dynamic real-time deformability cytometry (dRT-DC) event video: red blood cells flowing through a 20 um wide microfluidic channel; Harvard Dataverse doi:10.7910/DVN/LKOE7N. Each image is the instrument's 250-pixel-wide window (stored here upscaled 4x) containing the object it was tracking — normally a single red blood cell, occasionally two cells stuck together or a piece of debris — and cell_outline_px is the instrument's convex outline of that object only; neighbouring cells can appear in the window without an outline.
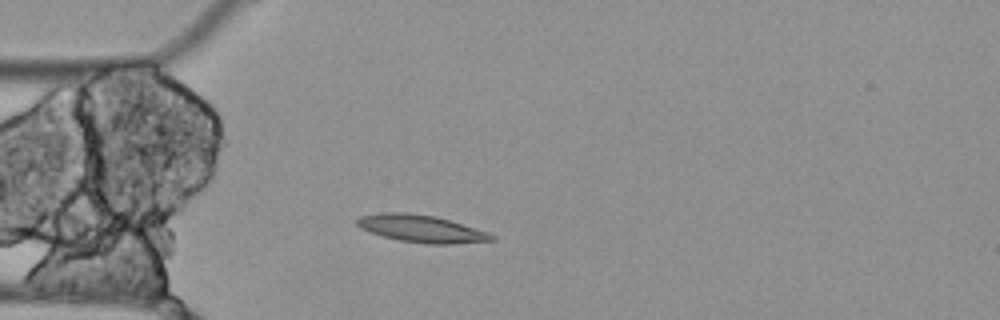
{"species": "Egyptian fruit bat (a non-hibernating species)", "species_latin": "Rousettus aegyptiacus", "temperature_condition": "cold", "stored_images_in_passage": 3, "camera_frame_rate_fps": 3000, "um_per_image_px": 0.085, "animal": {"sex": "female"}, "frame": {"image": 1, "passage_image": 3, "time_ms": 0.667, "image_size_px": [1000, 320], "cell_outline_px": [[496, 240], [456, 244], [428, 244], [400, 240], [384, 236], [360, 228], [356, 224], [356, 220], [360, 216], [380, 212], [404, 212], [436, 216], [488, 232], [496, 236]], "centroid_in_image_um": [35.83, 19.43], "position_along_channel_um": 49.2, "area_um2": 21.39}}